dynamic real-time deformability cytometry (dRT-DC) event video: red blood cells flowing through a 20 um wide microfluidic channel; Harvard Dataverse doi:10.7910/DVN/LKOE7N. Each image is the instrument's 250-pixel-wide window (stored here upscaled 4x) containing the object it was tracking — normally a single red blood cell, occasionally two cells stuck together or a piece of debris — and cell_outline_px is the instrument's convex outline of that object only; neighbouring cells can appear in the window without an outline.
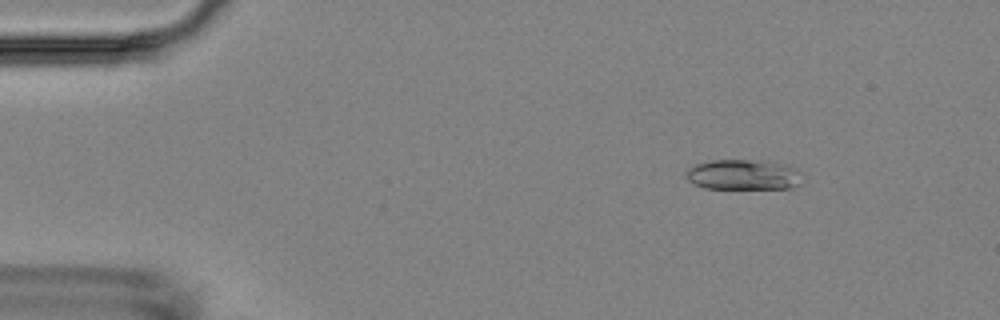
{"species": "Egyptian fruit bat (a non-hibernating species)", "species_latin": "Rousettus aegyptiacus", "temperature_condition": "room temperature", "stored_images_in_passage": 10, "camera_frame_rate_fps": 3000, "um_per_image_px": 0.085, "animal": {"sex": "female"}, "frame": {"image": 1, "passage_image": 2, "time_ms": 1.333, "image_size_px": [1000, 320], "cell_outline_px": [[800, 184], [792, 188], [704, 188], [688, 180], [688, 168], [696, 164], [712, 160], [748, 160], [788, 164], [796, 168], [800, 172]], "centroid_in_image_um": [63.22, 14.85], "position_along_channel_um": 21.8, "area_um2": 20.29}}
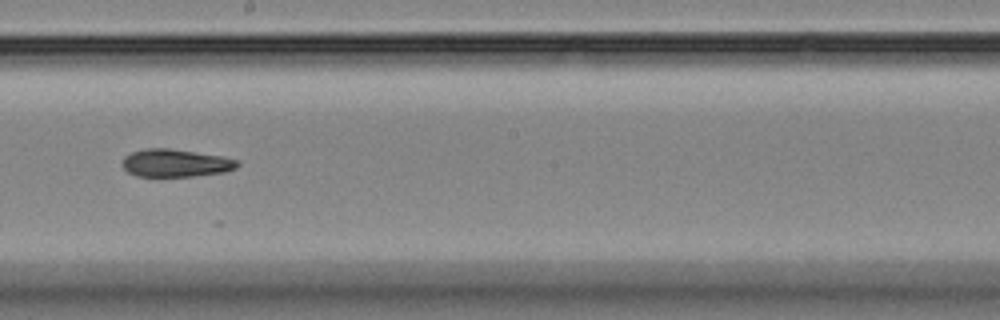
{"frame": {"image": 2, "passage_image": 9, "time_ms": 9.333, "image_size_px": [1000, 320], "cell_outline_px": [[240, 164], [236, 168], [224, 172], [192, 176], [136, 176], [128, 172], [120, 164], [124, 156], [132, 152], [148, 148], [168, 148], [224, 156], [240, 160]], "centroid_in_image_um": [14.94, 13.85], "position_along_channel_um": 233.3, "area_um2": 18.73}}
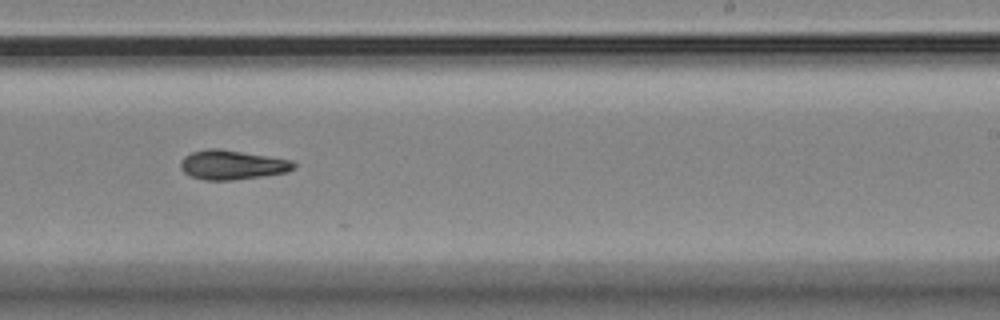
{"frame": {"image": 3, "passage_image": 10, "time_ms": 10.333, "image_size_px": [1000, 320], "cell_outline_px": [[296, 168], [288, 172], [264, 176], [232, 180], [204, 180], [188, 176], [180, 168], [180, 160], [184, 156], [192, 152], [208, 148], [216, 148], [292, 160], [296, 164]], "centroid_in_image_um": [19.72, 14.02], "position_along_channel_um": 269.3, "area_um2": 19.48}}